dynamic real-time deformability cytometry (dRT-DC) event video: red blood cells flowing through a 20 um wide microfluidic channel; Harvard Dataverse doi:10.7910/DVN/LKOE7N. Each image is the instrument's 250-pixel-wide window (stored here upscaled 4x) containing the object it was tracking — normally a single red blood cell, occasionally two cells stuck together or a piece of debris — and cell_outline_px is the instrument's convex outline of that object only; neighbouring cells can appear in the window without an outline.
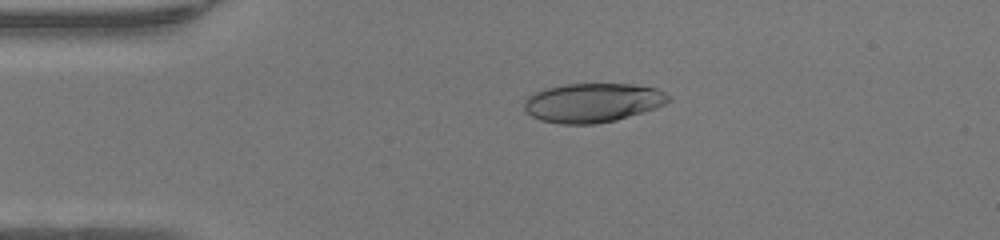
{"species": "human", "species_latin": "Homo sapiens", "temperature_condition": "warm", "stored_images_in_passage": 48, "camera_frame_rate_fps": 3000, "um_per_image_px": 0.085, "donor": {"sex": "female"}, "frame": {"image": 1, "passage_image": 10, "time_ms": 3.0, "image_size_px": [1000, 240], "cell_outline_px": [[672, 100], [656, 108], [616, 120], [596, 124], [560, 124], [540, 120], [532, 116], [524, 108], [524, 100], [528, 96], [544, 88], [564, 84], [632, 84], [656, 88], [672, 96]], "centroid_in_image_um": [50.39, 8.73], "position_along_channel_um": 34.6, "area_um2": 33.06}}
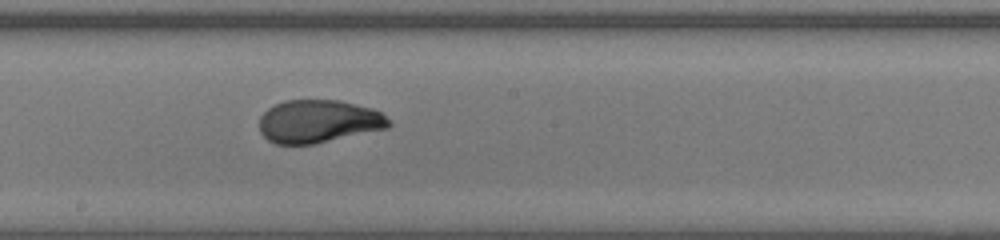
{"frame": {"image": 2, "passage_image": 26, "time_ms": 8.333, "image_size_px": [1000, 240], "cell_outline_px": [[392, 124], [388, 128], [312, 144], [276, 144], [268, 140], [260, 132], [260, 116], [268, 108], [284, 100], [340, 100], [372, 108], [380, 112], [392, 120]], "centroid_in_image_um": [27.09, 10.31], "position_along_channel_um": 221.1, "area_um2": 32.43}}
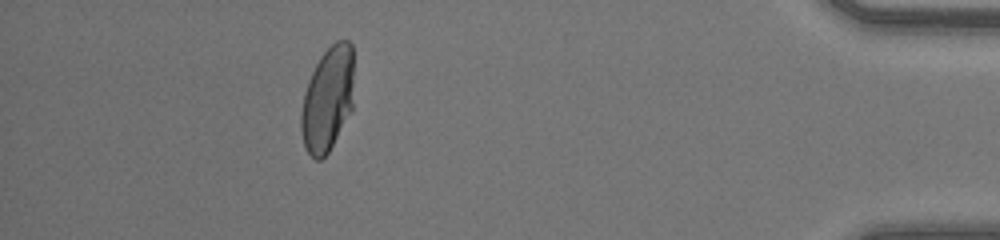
{"frame": {"image": 3, "passage_image": 43, "time_ms": 14.0, "image_size_px": [1000, 240], "cell_outline_px": [[352, 108], [328, 152], [320, 160], [316, 160], [304, 148], [300, 128], [300, 112], [304, 92], [308, 80], [320, 56], [336, 40], [348, 40], [352, 44]], "centroid_in_image_um": [27.81, 8.42], "position_along_channel_um": 407.4, "area_um2": 31.96}, "authors_computed_cell_mechanics": {"area_um2": 33.2928, "velocity_mm_per_s": 4.2983, "shape_relaxation_time_tau1_ms": 6.0878, "shape_relaxation_time_tau2_ms": null, "deformation_change_tau1": 0.2654, "deformation_change_tau2": null}}